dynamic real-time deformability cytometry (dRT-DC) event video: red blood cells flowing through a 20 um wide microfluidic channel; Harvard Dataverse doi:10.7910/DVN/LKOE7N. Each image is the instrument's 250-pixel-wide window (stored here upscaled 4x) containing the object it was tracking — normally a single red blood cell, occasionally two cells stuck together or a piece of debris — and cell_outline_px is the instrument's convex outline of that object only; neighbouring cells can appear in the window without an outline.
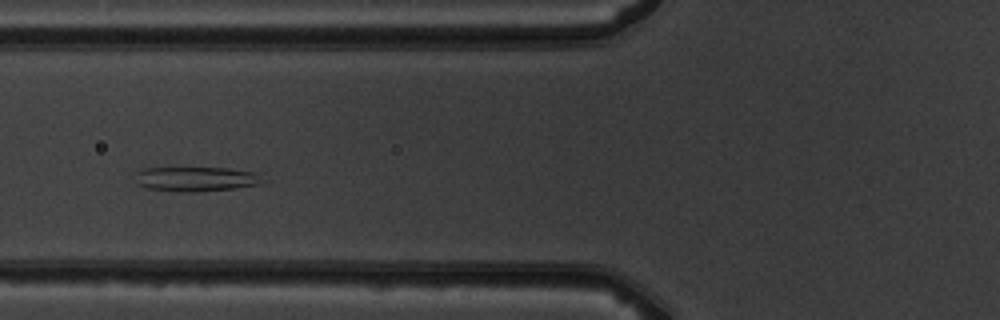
{"species": "common noctule bat (a hibernating species)", "species_latin": "Nyctalus noctula", "temperature_condition": "warm", "stored_images_in_passage": 7, "camera_frame_rate_fps": 3000, "um_per_image_px": 0.085, "animal": {"sex": "male", "body_mass_g": 19.5, "forearm_length_mm": 54.6}, "frame": {"image": 1, "passage_image": 4, "time_ms": 3.667, "image_size_px": [1000, 320], "cell_outline_px": [[260, 184], [236, 188], [196, 192], [180, 192], [148, 188], [136, 184], [136, 172], [140, 168], [228, 168], [256, 172]], "centroid_in_image_um": [16.58, 15.21], "position_along_channel_um": 109.2, "area_um2": 18.15}}
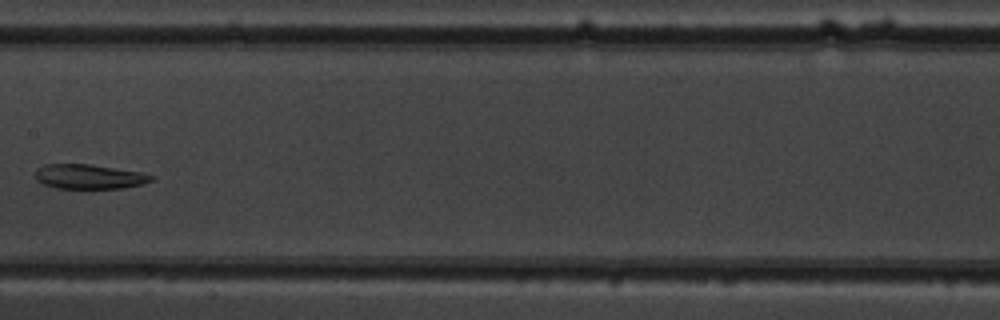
{"frame": {"image": 2, "passage_image": 6, "time_ms": 6.0, "image_size_px": [1000, 320], "cell_outline_px": [[156, 176], [152, 180], [144, 184], [124, 188], [56, 188], [44, 184], [36, 180], [36, 168], [44, 164], [88, 164], [144, 172]], "centroid_in_image_um": [7.62, 15.01], "position_along_channel_um": 199.8, "area_um2": 16.76}}
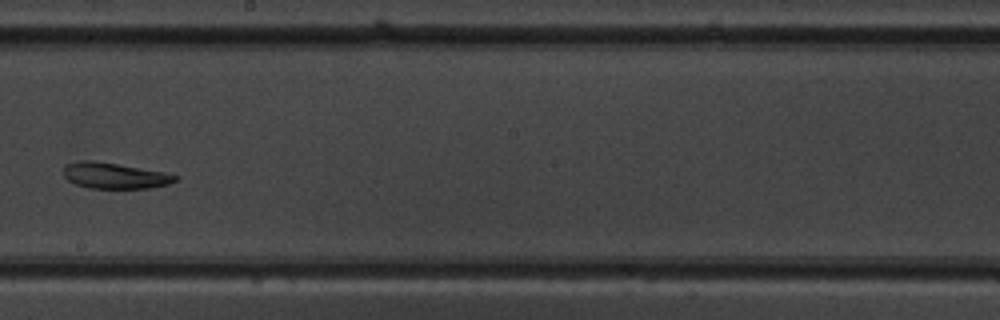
{"frame": {"image": 3, "passage_image": 7, "time_ms": 7.0, "image_size_px": [1000, 320], "cell_outline_px": [[180, 180], [168, 184], [148, 188], [92, 188], [76, 184], [68, 180], [64, 176], [64, 164], [80, 160], [92, 160], [164, 172], [180, 176]], "centroid_in_image_um": [9.76, 14.93], "position_along_channel_um": 238.4, "area_um2": 16.82}}